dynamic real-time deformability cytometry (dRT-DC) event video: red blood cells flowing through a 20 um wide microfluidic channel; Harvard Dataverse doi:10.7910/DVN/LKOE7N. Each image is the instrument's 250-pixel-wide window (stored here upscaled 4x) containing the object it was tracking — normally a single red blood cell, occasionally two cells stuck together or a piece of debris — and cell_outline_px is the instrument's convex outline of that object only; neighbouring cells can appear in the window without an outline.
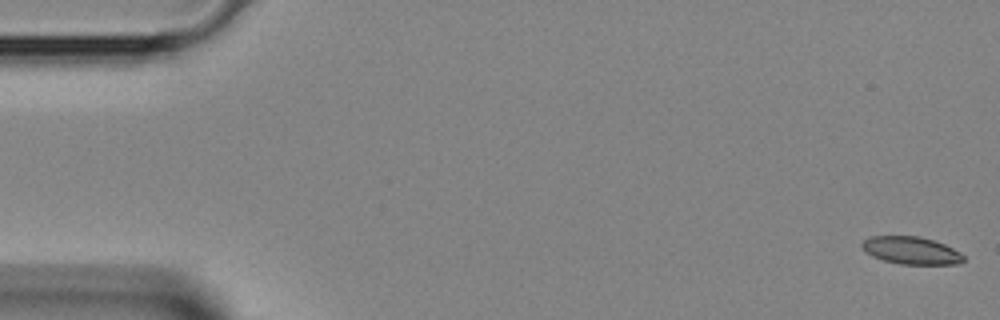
{"species": "Egyptian fruit bat (a non-hibernating species)", "species_latin": "Rousettus aegyptiacus", "temperature_condition": "room temperature", "stored_images_in_passage": 42, "camera_frame_rate_fps": 3000, "um_per_image_px": 0.085, "animal": {"sex": "female"}, "frame": {"image": 1, "passage_image": 1, "time_ms": 0.0, "image_size_px": [1000, 320], "cell_outline_px": [[964, 260], [960, 264], [900, 264], [884, 260], [872, 256], [864, 252], [860, 244], [868, 236], [920, 236], [944, 244], [960, 252], [964, 256]], "centroid_in_image_um": [77.42, 21.28], "position_along_channel_um": 7.6, "area_um2": 16.36}}
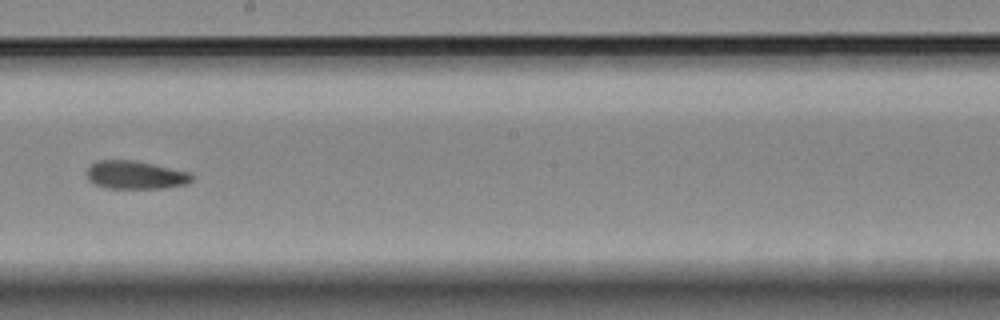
{"frame": {"image": 2, "passage_image": 24, "time_ms": 7.667, "image_size_px": [1000, 320], "cell_outline_px": [[192, 180], [188, 184], [164, 188], [104, 188], [88, 180], [84, 172], [96, 160], [136, 160], [188, 172], [192, 176]], "centroid_in_image_um": [11.47, 14.87], "position_along_channel_um": 236.7, "area_um2": 17.34}}
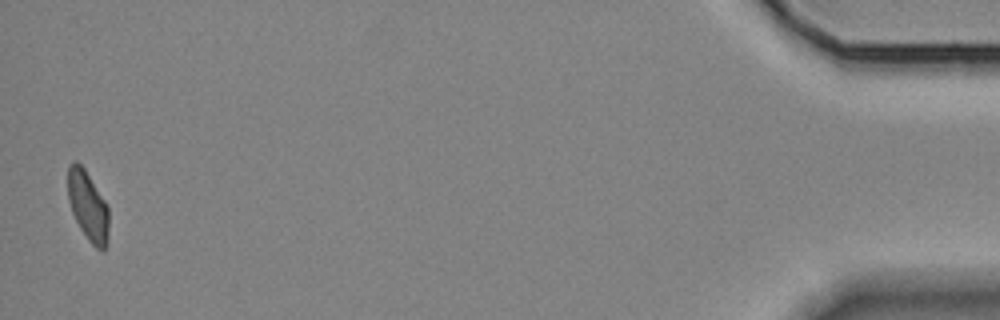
{"frame": {"image": 3, "passage_image": 42, "time_ms": 13.667, "image_size_px": [1000, 320], "cell_outline_px": [[108, 240], [104, 252], [100, 252], [88, 240], [80, 228], [72, 212], [68, 200], [68, 164], [72, 160], [76, 160], [84, 168], [104, 200], [108, 208]], "centroid_in_image_um": [7.47, 17.52], "position_along_channel_um": 427.7, "area_um2": 16.65}}